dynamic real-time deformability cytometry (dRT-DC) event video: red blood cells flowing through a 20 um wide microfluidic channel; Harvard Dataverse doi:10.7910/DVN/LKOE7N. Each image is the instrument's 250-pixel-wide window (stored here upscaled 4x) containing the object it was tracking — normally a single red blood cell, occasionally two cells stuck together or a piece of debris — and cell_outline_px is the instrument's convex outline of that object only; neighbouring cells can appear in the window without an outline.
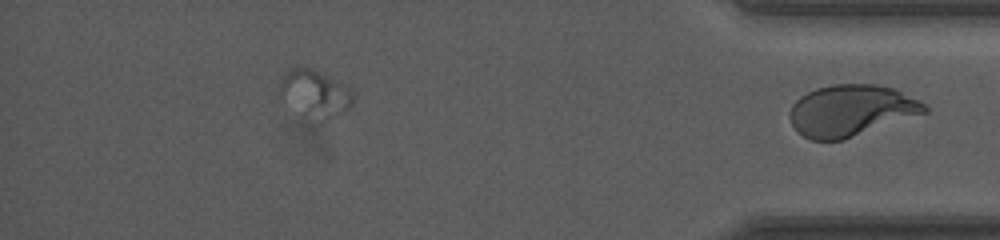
{"species": "human", "species_latin": "Homo sapiens", "temperature_condition": "room temperature", "stored_images_in_passage": 52, "segment_of_instrument_passage": [2, 2], "camera_frame_rate_fps": 3000, "um_per_image_px": 0.085, "donor": {"sex": "female"}, "frame": {"image": 1, "passage_image": 52, "time_ms": 17.0, "image_size_px": [1000, 240], "cell_outline_px": [[928, 112], [840, 140], [812, 140], [804, 136], [792, 124], [792, 104], [800, 96], [816, 88], [836, 84], [876, 84], [892, 88], [924, 104], [928, 108]], "centroid_in_image_um": [72.33, 9.38], "position_along_channel_um": 362.9, "area_um2": 39.36}}